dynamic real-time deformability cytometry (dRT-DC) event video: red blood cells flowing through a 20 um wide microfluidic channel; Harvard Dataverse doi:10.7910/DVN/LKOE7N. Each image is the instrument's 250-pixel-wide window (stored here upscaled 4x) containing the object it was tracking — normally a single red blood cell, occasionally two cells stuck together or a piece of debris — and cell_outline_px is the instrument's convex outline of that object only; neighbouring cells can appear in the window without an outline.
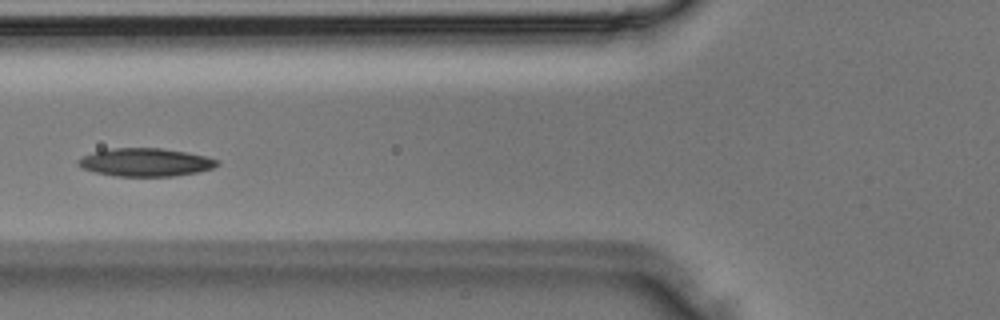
{"species": "Egyptian fruit bat (a non-hibernating species)", "species_latin": "Rousettus aegyptiacus", "temperature_condition": "room temperature", "stored_images_in_passage": 36, "segment_of_instrument_passage": [1, 2], "camera_frame_rate_fps": 3000, "um_per_image_px": 0.085, "animal": {"sex": "male"}, "frame": {"image": 1, "passage_image": 12, "time_ms": 3.667, "image_size_px": [1000, 320], "cell_outline_px": [[220, 164], [212, 168], [196, 172], [172, 176], [116, 176], [96, 172], [84, 168], [76, 164], [76, 160], [92, 152], [112, 148], [164, 148], [188, 152], [220, 160]], "centroid_in_image_um": [12.38, 13.78], "position_along_channel_um": 113.4, "area_um2": 22.72}}
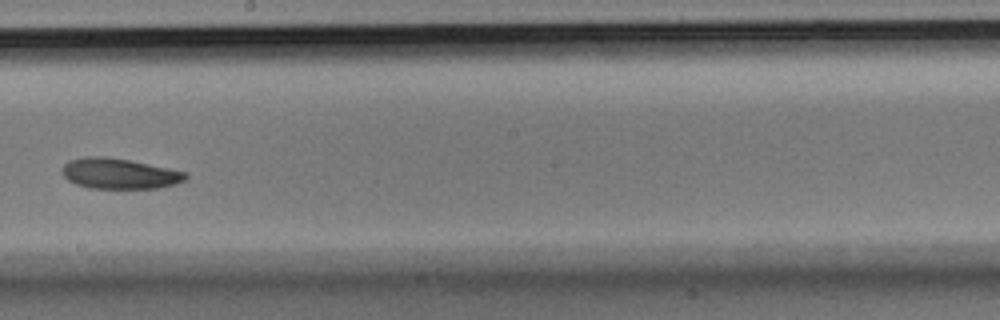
{"frame": {"image": 2, "passage_image": 19, "time_ms": 6.0, "image_size_px": [1000, 320], "cell_outline_px": [[188, 176], [184, 180], [176, 184], [156, 188], [88, 188], [76, 184], [68, 180], [64, 176], [64, 164], [68, 160], [84, 156], [108, 156], [188, 172]], "centroid_in_image_um": [10.15, 14.75], "position_along_channel_um": 238.1, "area_um2": 21.91}}
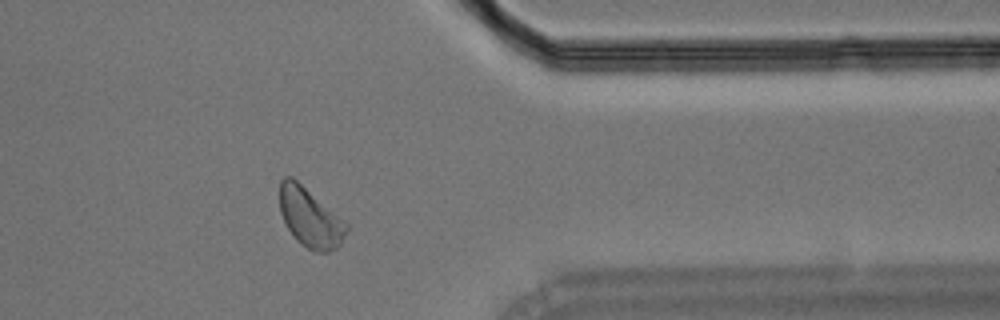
{"frame": {"image": 3, "passage_image": 28, "time_ms": 9.0, "image_size_px": [1000, 320], "cell_outline_px": [[348, 228], [340, 244], [336, 248], [328, 252], [312, 252], [300, 244], [296, 240], [288, 228], [280, 212], [280, 180], [284, 176], [292, 176], [348, 224]], "centroid_in_image_um": [26.34, 18.51], "position_along_channel_um": 385.1, "area_um2": 22.83}}